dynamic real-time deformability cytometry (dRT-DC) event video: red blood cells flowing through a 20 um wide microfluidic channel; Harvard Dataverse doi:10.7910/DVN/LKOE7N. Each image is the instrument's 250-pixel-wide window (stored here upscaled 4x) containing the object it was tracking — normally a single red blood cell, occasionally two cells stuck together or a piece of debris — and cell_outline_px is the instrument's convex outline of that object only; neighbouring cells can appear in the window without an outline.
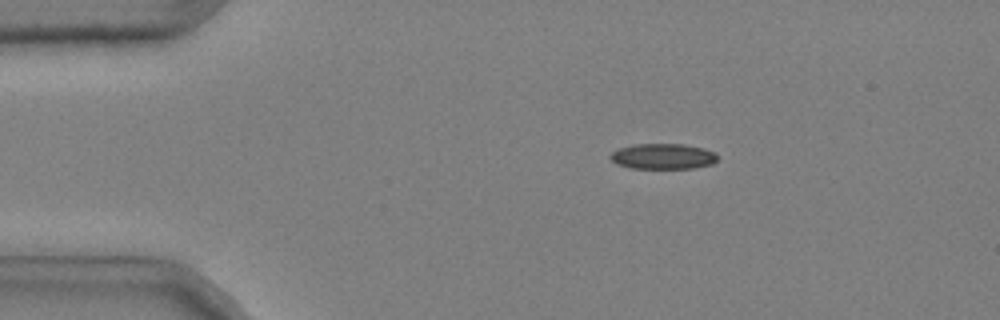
{"species": "common noctule bat (a hibernating species)", "species_latin": "Nyctalus noctula", "temperature_condition": "cold", "stored_images_in_passage": 23, "camera_frame_rate_fps": 3000, "um_per_image_px": 0.085, "animal": {"sex": "male", "body_mass_g": 20.4}, "frame": {"image": 1, "passage_image": 1, "time_ms": 0.0, "image_size_px": [1000, 320], "cell_outline_px": [[716, 160], [712, 164], [692, 168], [628, 168], [616, 164], [608, 156], [616, 148], [632, 144], [684, 144], [704, 148], [716, 152]], "centroid_in_image_um": [56.3, 13.28], "position_along_channel_um": 28.7, "area_um2": 16.13}}
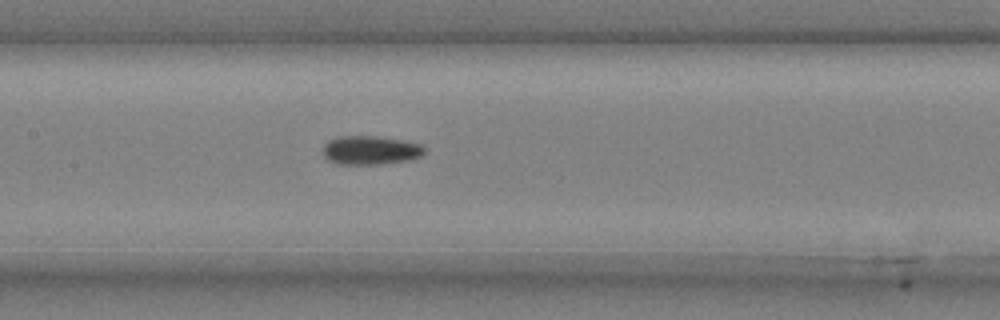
{"frame": {"image": 2, "passage_image": 17, "time_ms": 5.333, "image_size_px": [1000, 320], "cell_outline_px": [[424, 152], [420, 156], [412, 160], [384, 164], [336, 164], [328, 160], [324, 156], [324, 144], [328, 140], [336, 136], [372, 136], [400, 140], [420, 144], [424, 148]], "centroid_in_image_um": [31.46, 12.78], "position_along_channel_um": 175.9, "area_um2": 17.05}}
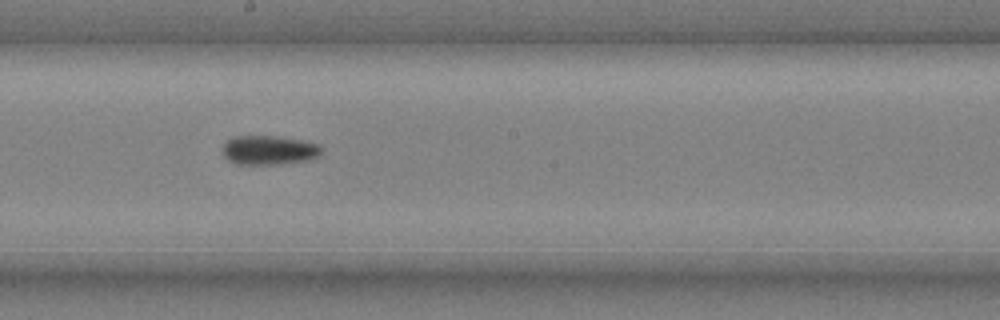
{"frame": {"image": 3, "passage_image": 21, "time_ms": 6.667, "image_size_px": [1000, 320], "cell_outline_px": [[324, 148], [320, 156], [312, 160], [280, 164], [236, 164], [228, 160], [224, 156], [224, 144], [228, 140], [236, 136], [276, 136], [304, 140], [320, 144]], "centroid_in_image_um": [22.96, 12.76], "position_along_channel_um": 225.2, "area_um2": 17.11}}